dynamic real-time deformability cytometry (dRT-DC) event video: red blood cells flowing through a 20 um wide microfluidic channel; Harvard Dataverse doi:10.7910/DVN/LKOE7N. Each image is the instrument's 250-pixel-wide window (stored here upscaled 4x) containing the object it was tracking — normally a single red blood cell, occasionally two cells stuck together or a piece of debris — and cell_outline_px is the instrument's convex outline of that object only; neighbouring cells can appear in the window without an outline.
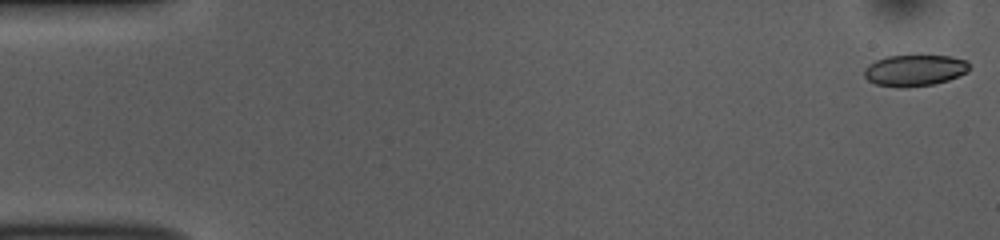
{"species": "common noctule bat (a hibernating species)", "species_latin": "Nyctalus noctula", "temperature_condition": "room temperature", "stored_images_in_passage": 53, "camera_frame_rate_fps": 3000, "um_per_image_px": 0.085, "animal": {"sex": "female", "body_mass_g": 10.0, "forearm_length_mm": 53.1}, "frame": {"image": 1, "passage_image": 1, "time_ms": 0.0, "image_size_px": [1000, 240], "cell_outline_px": [[968, 72], [948, 80], [932, 84], [904, 88], [876, 84], [868, 80], [864, 76], [864, 68], [868, 64], [876, 60], [888, 56], [952, 56], [968, 60]], "centroid_in_image_um": [77.74, 5.98], "position_along_channel_um": 7.3, "area_um2": 19.13}}
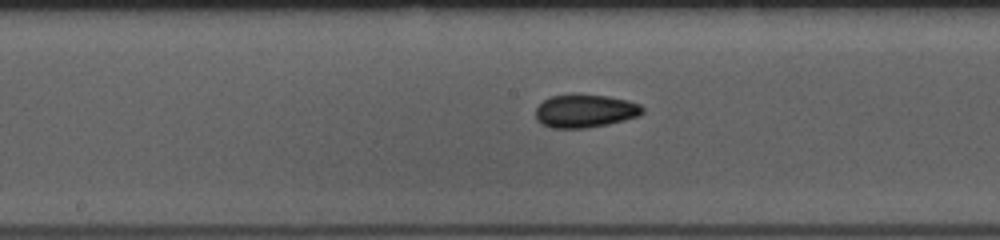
{"frame": {"image": 2, "passage_image": 27, "time_ms": 8.667, "image_size_px": [1000, 240], "cell_outline_px": [[644, 112], [640, 116], [608, 124], [588, 128], [552, 128], [540, 124], [536, 120], [536, 108], [544, 100], [552, 96], [572, 92], [608, 96], [628, 100], [640, 104], [644, 108]], "centroid_in_image_um": [49.73, 9.41], "position_along_channel_um": 198.5, "area_um2": 21.21}}
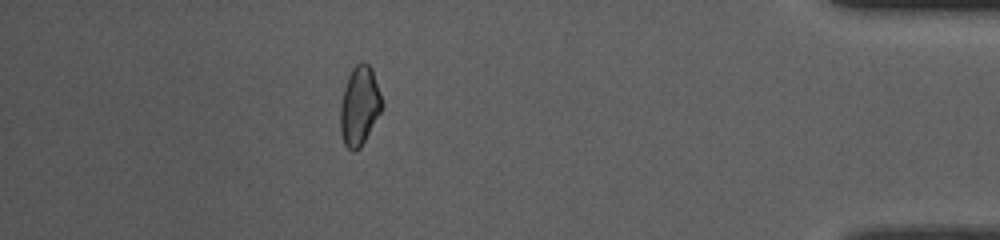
{"frame": {"image": 3, "passage_image": 47, "time_ms": 15.333, "image_size_px": [1000, 240], "cell_outline_px": [[384, 104], [380, 112], [360, 148], [356, 152], [352, 152], [344, 144], [340, 132], [340, 104], [344, 88], [348, 76], [352, 68], [360, 60], [364, 60], [372, 68]], "centroid_in_image_um": [30.54, 8.98], "position_along_channel_um": 404.7, "area_um2": 19.36}, "authors_computed_cell_mechanics": {"area_um2": 19.5942, "velocity_mm_per_s": 3.7926, "shape_relaxation_time_tau1_ms": null, "shape_relaxation_time_tau2_ms": 2.7285, "deformation_change_tau1": null, "deformation_change_tau2": 0.0793}}